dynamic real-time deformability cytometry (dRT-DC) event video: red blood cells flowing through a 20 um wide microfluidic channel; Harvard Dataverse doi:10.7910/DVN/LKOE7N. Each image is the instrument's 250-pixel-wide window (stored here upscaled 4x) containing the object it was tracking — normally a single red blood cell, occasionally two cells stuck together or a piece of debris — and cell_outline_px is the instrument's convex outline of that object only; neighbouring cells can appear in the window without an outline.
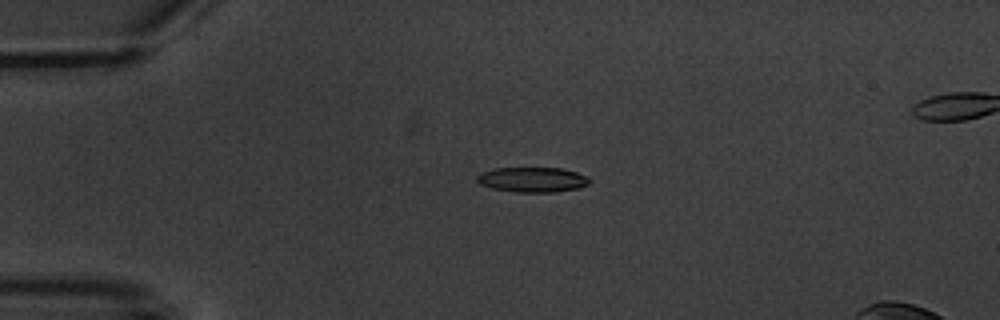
{"species": "common noctule bat (a hibernating species)", "species_latin": "Nyctalus noctula", "temperature_condition": "warm", "stored_images_in_passage": 6, "camera_frame_rate_fps": 3000, "um_per_image_px": 0.085, "animal": {"sex": "male", "body_mass_g": 20.1, "forearm_length_mm": 53.5}, "frame": {"image": 1, "passage_image": 4, "time_ms": 4.333, "image_size_px": [1000, 320], "cell_outline_px": [[592, 180], [588, 184], [580, 188], [556, 192], [516, 192], [492, 188], [480, 184], [476, 180], [476, 176], [484, 172], [496, 168], [560, 168], [576, 172]], "centroid_in_image_um": [45.27, 15.28], "position_along_channel_um": 39.7, "area_um2": 16.3}}